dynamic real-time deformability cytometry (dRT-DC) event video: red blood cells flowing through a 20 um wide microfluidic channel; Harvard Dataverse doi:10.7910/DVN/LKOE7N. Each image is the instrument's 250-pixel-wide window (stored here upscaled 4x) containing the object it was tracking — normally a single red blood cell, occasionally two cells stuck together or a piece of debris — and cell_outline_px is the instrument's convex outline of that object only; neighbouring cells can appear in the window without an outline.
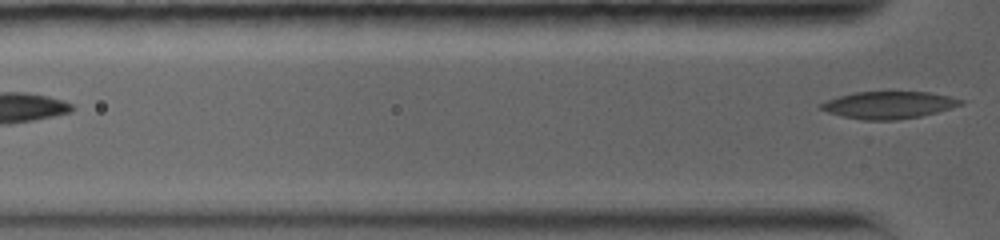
{"species": "common noctule bat (a hibernating species)", "species_latin": "Nyctalus noctula", "temperature_condition": "warm", "stored_images_in_passage": 6, "segment_of_instrument_passage": [2, 2], "camera_frame_rate_fps": 5000, "um_per_image_px": 0.085, "animal": {"sex": "female", "body_mass_g": 19.0, "forearm_length_mm": 56.7}, "frame": {"image": 1, "passage_image": 6, "time_ms": 4.4, "image_size_px": [1000, 240], "cell_outline_px": [[964, 104], [936, 112], [920, 116], [896, 120], [864, 120], [844, 116], [828, 112], [816, 108], [816, 104], [840, 96], [856, 92], [928, 92], [948, 96], [964, 100]], "centroid_in_image_um": [75.51, 8.92], "position_along_channel_um": 50.3, "area_um2": 22.02}}